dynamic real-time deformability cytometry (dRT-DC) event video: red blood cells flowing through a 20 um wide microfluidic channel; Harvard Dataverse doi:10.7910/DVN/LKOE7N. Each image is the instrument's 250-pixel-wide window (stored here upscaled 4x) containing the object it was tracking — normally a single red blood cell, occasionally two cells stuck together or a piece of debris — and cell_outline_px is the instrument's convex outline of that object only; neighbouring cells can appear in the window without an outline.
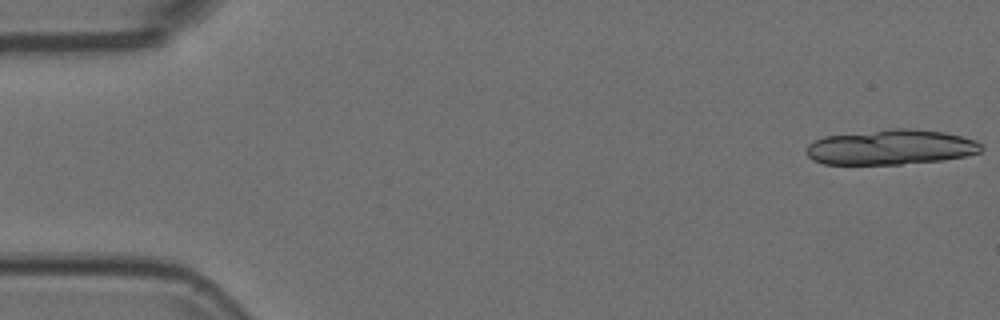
{"species": "Egyptian fruit bat (a non-hibernating species)", "species_latin": "Rousettus aegyptiacus", "temperature_condition": "room temperature", "stored_images_in_passage": 17, "camera_frame_rate_fps": 3000, "um_per_image_px": 0.085, "animal": {"sex": "female"}, "frame": {"image": 1, "passage_image": 1, "time_ms": 0.0, "image_size_px": [1000, 320], "cell_outline_px": [[984, 148], [980, 152], [964, 156], [940, 160], [900, 164], [824, 164], [812, 160], [808, 156], [808, 144], [824, 136], [888, 128], [912, 128], [944, 132], [976, 140]], "centroid_in_image_um": [75.72, 12.5], "position_along_channel_um": 9.3, "area_um2": 35.78}}